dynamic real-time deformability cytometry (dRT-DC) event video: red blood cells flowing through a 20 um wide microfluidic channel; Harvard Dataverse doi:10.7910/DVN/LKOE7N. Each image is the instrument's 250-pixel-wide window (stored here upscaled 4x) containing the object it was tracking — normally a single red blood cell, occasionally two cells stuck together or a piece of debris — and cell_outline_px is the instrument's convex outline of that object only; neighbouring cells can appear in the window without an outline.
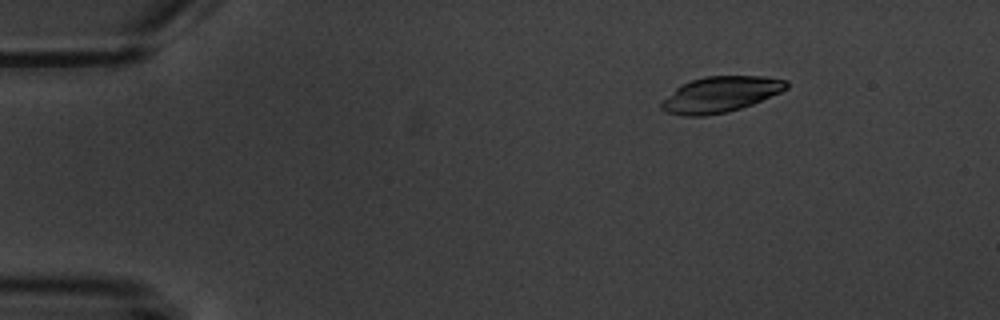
{"species": "common noctule bat (a hibernating species)", "species_latin": "Nyctalus noctula", "temperature_condition": "warm", "stored_images_in_passage": 9, "camera_frame_rate_fps": 3000, "um_per_image_px": 0.085, "animal": {"sex": "male", "body_mass_g": 20.1, "forearm_length_mm": 53.5}, "frame": {"image": 1, "passage_image": 2, "time_ms": 1.0, "image_size_px": [1000, 320], "cell_outline_px": [[788, 88], [780, 92], [752, 104], [740, 108], [724, 112], [704, 116], [684, 116], [664, 112], [660, 108], [660, 104], [676, 88], [692, 80], [704, 76], [764, 76], [788, 80]], "centroid_in_image_um": [61.24, 8.02], "position_along_channel_um": 23.8, "area_um2": 25.78}}
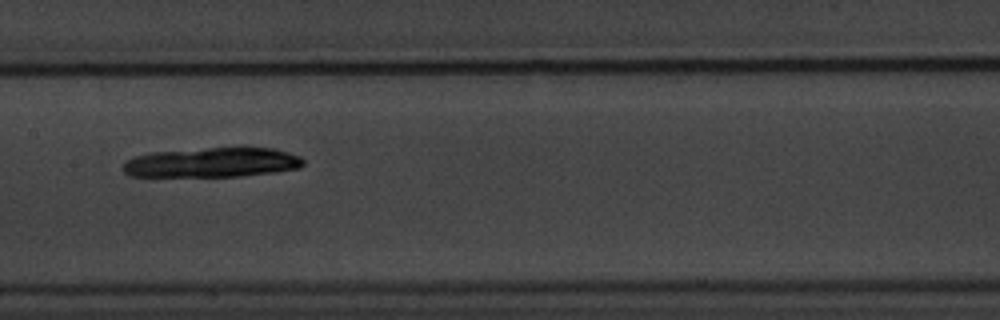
{"frame": {"image": 2, "passage_image": 8, "time_ms": 8.0, "image_size_px": [1000, 320], "cell_outline_px": [[304, 164], [300, 168], [276, 172], [244, 176], [128, 176], [124, 172], [124, 160], [136, 156], [152, 152], [208, 148], [276, 148], [300, 156], [304, 160]], "centroid_in_image_um": [18.07, 13.81], "position_along_channel_um": 189.3, "area_um2": 31.21}}